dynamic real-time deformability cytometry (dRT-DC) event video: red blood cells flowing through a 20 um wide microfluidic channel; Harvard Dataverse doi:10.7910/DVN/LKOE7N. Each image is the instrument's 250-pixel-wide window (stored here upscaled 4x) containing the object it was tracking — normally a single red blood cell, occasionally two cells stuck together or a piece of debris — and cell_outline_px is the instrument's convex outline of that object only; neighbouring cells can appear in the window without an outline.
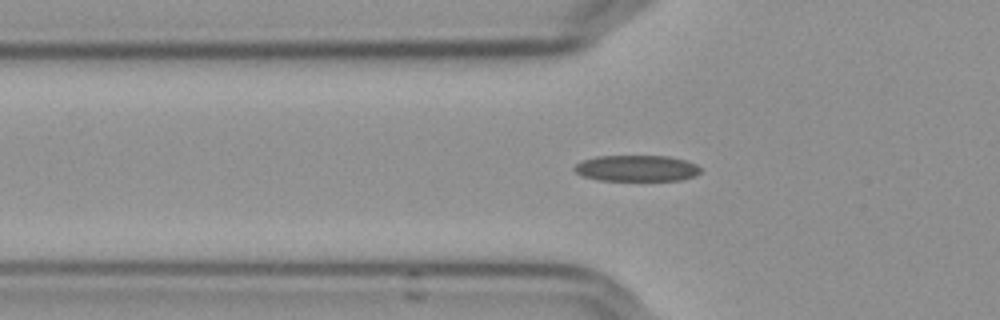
{"species": "Egyptian fruit bat (a non-hibernating species)", "species_latin": "Rousettus aegyptiacus", "temperature_condition": "cold", "stored_images_in_passage": 42, "segment_of_instrument_passage": [1, 2], "camera_frame_rate_fps": 3000, "um_per_image_px": 0.085, "frame": {"image": 1, "passage_image": 4, "time_ms": 1.0, "image_size_px": [1000, 320], "cell_outline_px": [[700, 172], [696, 176], [680, 180], [596, 180], [580, 176], [572, 168], [576, 164], [584, 160], [596, 156], [668, 156], [684, 160], [696, 164], [700, 168]], "centroid_in_image_um": [54.09, 14.31], "position_along_channel_um": 71.7, "area_um2": 19.25}}
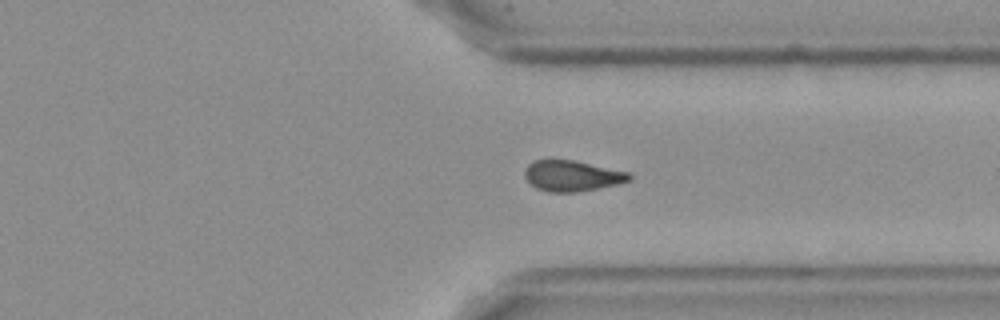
{"frame": {"image": 2, "passage_image": 28, "time_ms": 9.0, "image_size_px": [1000, 320], "cell_outline_px": [[632, 180], [616, 184], [576, 192], [548, 192], [536, 188], [524, 176], [524, 172], [528, 164], [536, 160], [572, 160], [628, 172], [632, 176]], "centroid_in_image_um": [48.61, 14.95], "position_along_channel_um": 362.8, "area_um2": 18.44}}
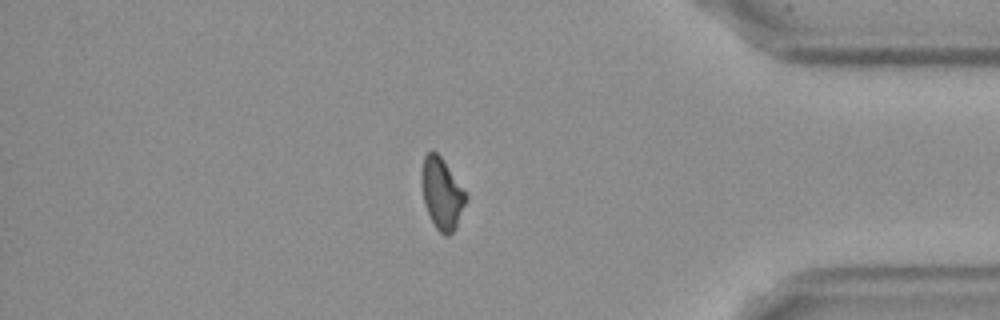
{"frame": {"image": 3, "passage_image": 33, "time_ms": 10.667, "image_size_px": [1000, 320], "cell_outline_px": [[468, 196], [456, 228], [448, 236], [444, 236], [436, 228], [424, 204], [420, 180], [420, 176], [424, 156], [428, 152], [436, 152], [440, 156]], "centroid_in_image_um": [37.54, 16.47], "position_along_channel_um": 397.7, "area_um2": 18.21}}